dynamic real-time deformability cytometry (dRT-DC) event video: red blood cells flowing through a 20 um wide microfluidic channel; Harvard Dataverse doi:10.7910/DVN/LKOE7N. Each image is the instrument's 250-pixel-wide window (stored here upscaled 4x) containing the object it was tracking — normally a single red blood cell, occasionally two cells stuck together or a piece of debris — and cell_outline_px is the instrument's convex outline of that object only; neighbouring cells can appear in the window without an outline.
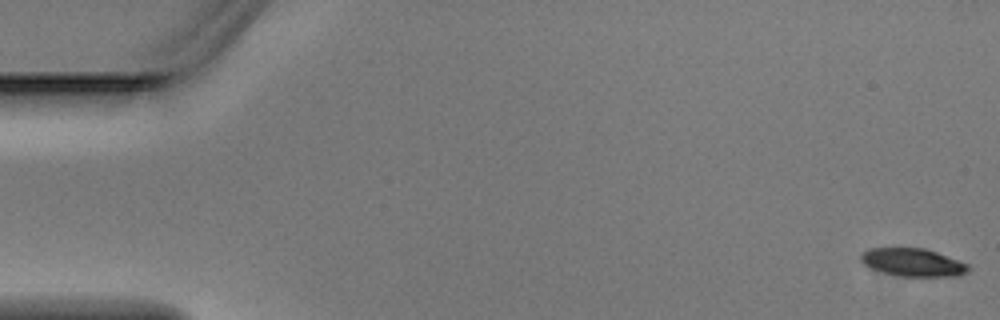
{"species": "Egyptian fruit bat (a non-hibernating species)", "species_latin": "Rousettus aegyptiacus", "temperature_condition": "warm", "stored_images_in_passage": 5, "camera_frame_rate_fps": 3000, "um_per_image_px": 0.085, "animal": {"sex": "male"}, "frame": {"image": 1, "passage_image": 1, "time_ms": 0.0, "image_size_px": [1000, 320], "cell_outline_px": [[972, 268], [968, 272], [956, 276], [900, 276], [868, 268], [860, 260], [860, 252], [868, 248], [924, 248], [936, 252], [968, 264]], "centroid_in_image_um": [77.56, 22.3], "position_along_channel_um": 7.4, "area_um2": 17.57}}